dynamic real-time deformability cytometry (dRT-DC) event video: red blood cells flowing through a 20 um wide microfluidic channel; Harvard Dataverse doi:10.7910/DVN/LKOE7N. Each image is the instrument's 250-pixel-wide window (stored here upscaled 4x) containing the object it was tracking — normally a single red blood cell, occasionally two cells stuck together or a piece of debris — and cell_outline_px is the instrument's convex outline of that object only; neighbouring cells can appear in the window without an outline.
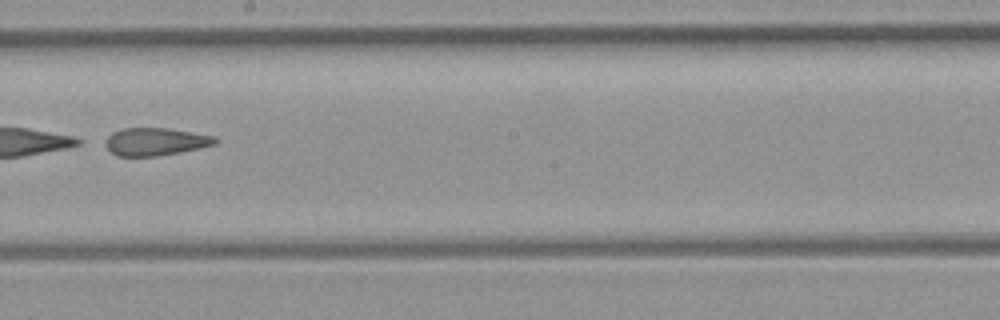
{"species": "common noctule bat (a hibernating species)", "species_latin": "Nyctalus noctula", "temperature_condition": "room temperature", "stored_images_in_passage": 51, "camera_frame_rate_fps": 3000, "um_per_image_px": 0.085, "animal": {"sex": "female", "body_mass_g": 21.9}, "frame": {"image": 1, "passage_image": 30, "time_ms": 9.667, "image_size_px": [1000, 320], "cell_outline_px": [[220, 140], [216, 144], [200, 148], [180, 152], [156, 156], [116, 156], [104, 144], [108, 136], [112, 132], [120, 128], [168, 128], [212, 136]], "centroid_in_image_um": [13.2, 12.04], "position_along_channel_um": 235.0, "area_um2": 17.69}}